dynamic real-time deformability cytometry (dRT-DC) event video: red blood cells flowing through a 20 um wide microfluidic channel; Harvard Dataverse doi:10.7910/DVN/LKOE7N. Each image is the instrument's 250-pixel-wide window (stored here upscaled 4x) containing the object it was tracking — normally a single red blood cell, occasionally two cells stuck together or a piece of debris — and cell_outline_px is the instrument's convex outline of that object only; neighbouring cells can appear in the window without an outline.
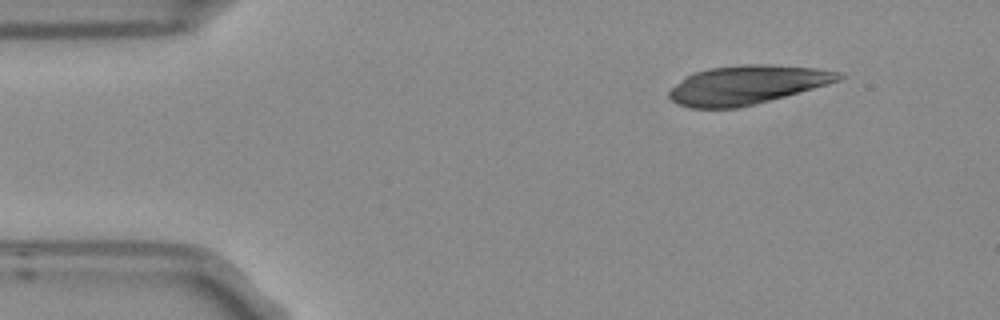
{"species": "Egyptian fruit bat (a non-hibernating species)", "species_latin": "Rousettus aegyptiacus", "temperature_condition": "room temperature", "stored_images_in_passage": 4, "camera_frame_rate_fps": 3000, "um_per_image_px": 0.085, "frame": {"image": 1, "passage_image": 1, "time_ms": 0.0, "image_size_px": [1000, 320], "cell_outline_px": [[844, 76], [840, 80], [828, 84], [756, 104], [740, 108], [688, 108], [676, 104], [668, 96], [668, 92], [684, 76], [692, 72], [708, 68], [740, 64], [772, 64], [816, 68], [840, 72]], "centroid_in_image_um": [63.45, 7.21], "position_along_channel_um": 21.5, "area_um2": 38.67}}